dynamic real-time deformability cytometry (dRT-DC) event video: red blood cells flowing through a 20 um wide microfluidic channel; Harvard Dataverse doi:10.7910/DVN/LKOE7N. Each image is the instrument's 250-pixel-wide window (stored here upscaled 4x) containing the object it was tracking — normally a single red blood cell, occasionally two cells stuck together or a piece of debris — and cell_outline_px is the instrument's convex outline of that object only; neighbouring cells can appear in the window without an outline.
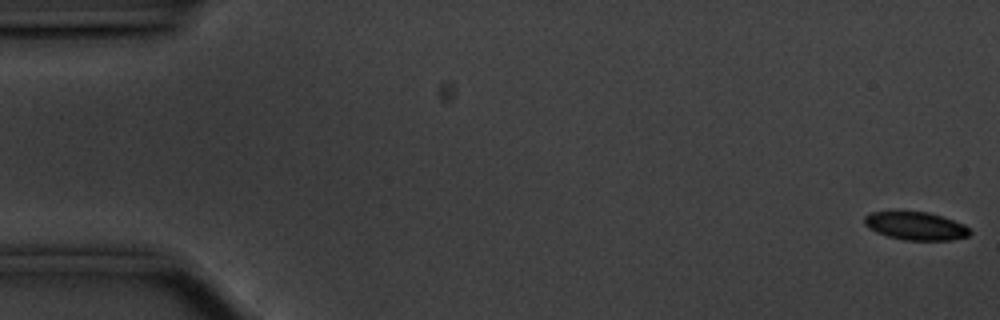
{"species": "common noctule bat (a hibernating species)", "species_latin": "Nyctalus noctula", "temperature_condition": "cold", "stored_images_in_passage": 57, "camera_frame_rate_fps": 3000, "um_per_image_px": 0.085, "animal": {"sex": "male", "body_mass_g": 20.1, "forearm_length_mm": 53.5}, "frame": {"image": 1, "passage_image": 1, "time_ms": 0.0, "image_size_px": [1000, 320], "cell_outline_px": [[972, 232], [968, 236], [952, 240], [904, 240], [888, 236], [876, 232], [868, 228], [864, 224], [864, 216], [872, 212], [928, 212], [964, 224]], "centroid_in_image_um": [77.83, 19.22], "position_along_channel_um": 7.2, "area_um2": 17.11}}
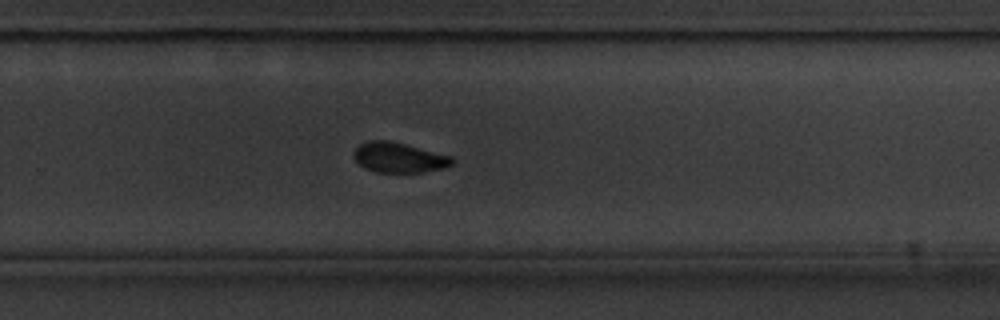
{"frame": {"image": 2, "passage_image": 37, "time_ms": 12.0, "image_size_px": [1000, 320], "cell_outline_px": [[456, 160], [452, 164], [444, 168], [424, 172], [376, 172], [364, 168], [356, 160], [352, 152], [360, 144], [368, 140], [388, 140], [452, 156]], "centroid_in_image_um": [33.91, 13.39], "position_along_channel_um": 295.9, "area_um2": 17.22}}
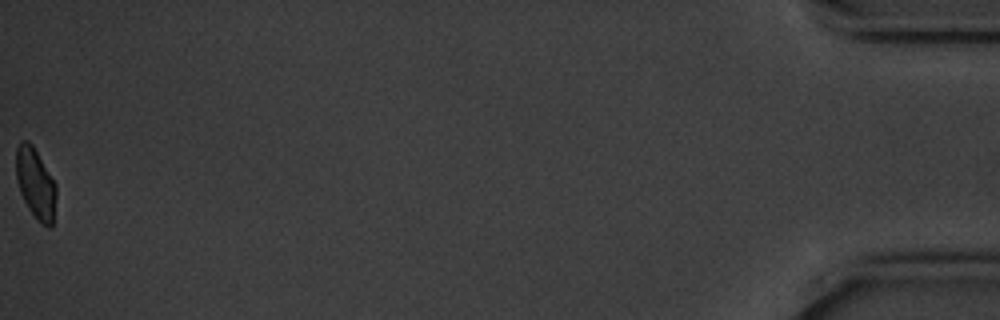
{"frame": {"image": 3, "passage_image": 57, "time_ms": 18.667, "image_size_px": [1000, 320], "cell_outline_px": [[56, 196], [52, 228], [48, 228], [40, 224], [36, 220], [28, 208], [20, 192], [16, 176], [16, 148], [20, 140], [28, 140], [32, 144], [56, 184]], "centroid_in_image_um": [3.02, 15.62], "position_along_channel_um": 432.2, "area_um2": 16.65}, "authors_computed_cell_mechanics": {"area_um2": 18.496, "velocity_mm_per_s": 3.5358, "shape_relaxation_time_tau1_ms": 2.3046, "shape_relaxation_time_tau2_ms": 5.6316, "deformation_change_tau1": 0.0816, "deformation_change_tau2": 0.0752}}